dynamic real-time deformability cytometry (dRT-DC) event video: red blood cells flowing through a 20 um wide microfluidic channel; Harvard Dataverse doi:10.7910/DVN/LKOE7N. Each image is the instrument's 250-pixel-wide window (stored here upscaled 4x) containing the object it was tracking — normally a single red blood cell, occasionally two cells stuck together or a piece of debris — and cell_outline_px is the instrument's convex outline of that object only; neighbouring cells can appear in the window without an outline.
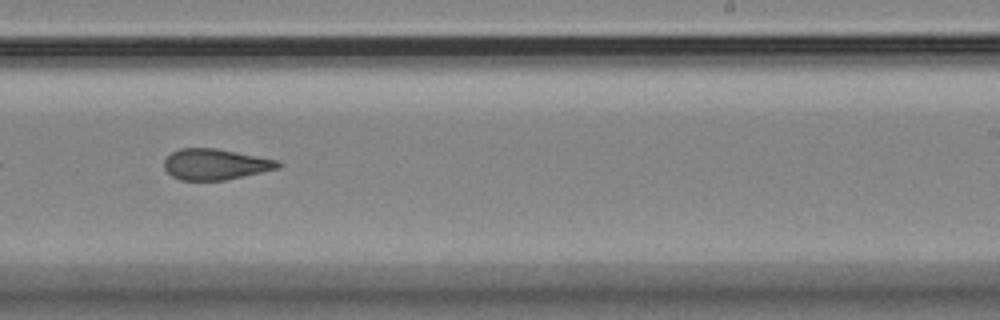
{"species": "Egyptian fruit bat (a non-hibernating species)", "species_latin": "Rousettus aegyptiacus", "temperature_condition": "room temperature", "stored_images_in_passage": 34, "camera_frame_rate_fps": 3000, "um_per_image_px": 0.085, "animal": {"sex": "female"}, "frame": {"image": 1, "passage_image": 29, "time_ms": 9.333, "image_size_px": [1000, 320], "cell_outline_px": [[284, 164], [280, 168], [224, 180], [180, 180], [172, 176], [164, 168], [164, 160], [172, 152], [180, 148], [216, 148], [280, 160]], "centroid_in_image_um": [18.34, 13.96], "position_along_channel_um": 270.7, "area_um2": 20.58}}